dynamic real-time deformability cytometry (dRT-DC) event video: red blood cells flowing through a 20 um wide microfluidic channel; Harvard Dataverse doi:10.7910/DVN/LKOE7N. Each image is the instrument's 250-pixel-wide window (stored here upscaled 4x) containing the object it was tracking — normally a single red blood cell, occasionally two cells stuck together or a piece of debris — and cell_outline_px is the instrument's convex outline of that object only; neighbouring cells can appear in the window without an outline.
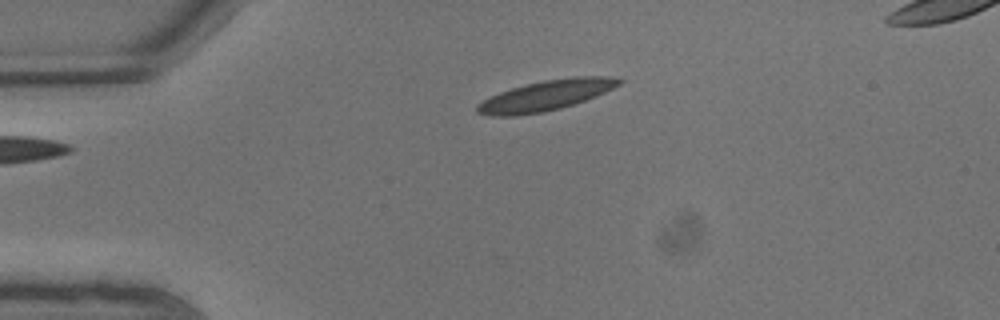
{"species": "common noctule bat (a hibernating species)", "species_latin": "Nyctalus noctula", "temperature_condition": "warm", "stored_images_in_passage": 4, "camera_frame_rate_fps": 3000, "um_per_image_px": 0.085, "animal": {"sex": "male", "body_mass_g": 13.3}, "frame": {"image": 1, "passage_image": 4, "time_ms": 1.0, "image_size_px": [1000, 320], "cell_outline_px": [[624, 80], [620, 84], [596, 96], [560, 108], [544, 112], [516, 116], [492, 116], [476, 112], [476, 104], [500, 92], [512, 88], [544, 80], [576, 76], [608, 76]], "centroid_in_image_um": [46.39, 8.12], "position_along_channel_um": 38.6, "area_um2": 24.74}}